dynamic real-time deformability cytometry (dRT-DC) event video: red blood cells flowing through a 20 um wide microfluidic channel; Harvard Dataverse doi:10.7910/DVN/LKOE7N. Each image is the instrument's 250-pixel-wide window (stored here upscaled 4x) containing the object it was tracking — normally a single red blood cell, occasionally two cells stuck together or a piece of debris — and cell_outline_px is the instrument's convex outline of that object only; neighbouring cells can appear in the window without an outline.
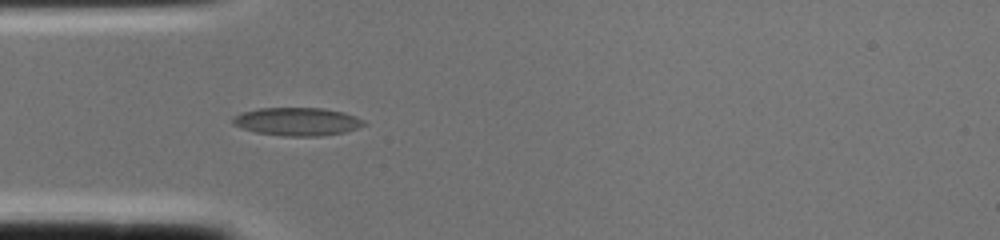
{"species": "common noctule bat (a hibernating species)", "species_latin": "Nyctalus noctula", "temperature_condition": "cold", "stored_images_in_passage": 2, "camera_frame_rate_fps": 3000, "um_per_image_px": 0.085, "animal": {"sex": "female", "body_mass_g": 22.0, "forearm_length_mm": 56.7}, "frame": {"image": 1, "passage_image": 2, "time_ms": 0.333, "image_size_px": [1000, 240], "cell_outline_px": [[368, 124], [344, 132], [320, 136], [284, 136], [256, 132], [232, 124], [232, 116], [244, 112], [260, 108], [324, 108], [344, 112], [356, 116], [364, 120]], "centroid_in_image_um": [25.29, 10.33], "position_along_channel_um": 59.7, "area_um2": 21.44}}